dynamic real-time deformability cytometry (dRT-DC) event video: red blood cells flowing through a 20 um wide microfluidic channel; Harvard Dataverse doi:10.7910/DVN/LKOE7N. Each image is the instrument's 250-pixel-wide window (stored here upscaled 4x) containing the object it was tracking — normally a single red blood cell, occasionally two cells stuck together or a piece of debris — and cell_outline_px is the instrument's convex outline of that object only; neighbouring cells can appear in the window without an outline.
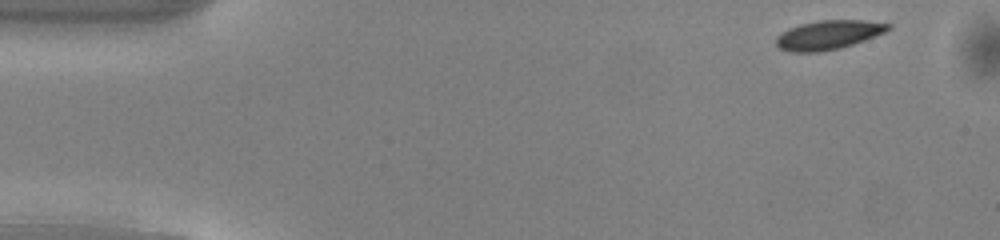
{"species": "common noctule bat (a hibernating species)", "species_latin": "Nyctalus noctula", "temperature_condition": "warm", "stored_images_in_passage": 13, "camera_frame_rate_fps": 3000, "um_per_image_px": 0.085, "animal": {"sex": "male", "body_mass_g": 13.0, "forearm_length_mm": 53.1}, "frame": {"image": 1, "passage_image": 1, "time_ms": 0.0, "image_size_px": [1000, 240], "cell_outline_px": [[892, 28], [884, 32], [864, 40], [840, 48], [820, 52], [792, 52], [780, 48], [776, 44], [776, 36], [780, 32], [788, 28], [800, 24], [820, 20], [864, 20], [892, 24]], "centroid_in_image_um": [70.39, 2.96], "position_along_channel_um": 14.6, "area_um2": 19.02}}
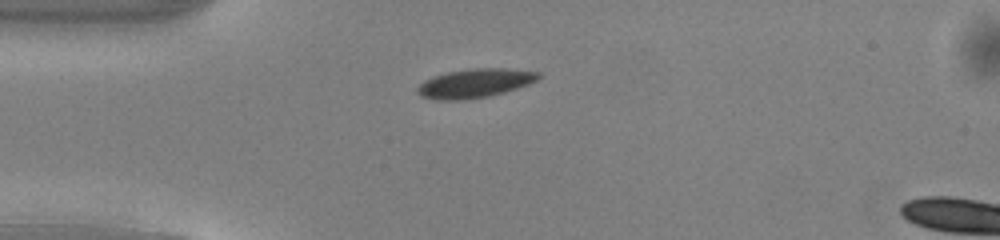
{"frame": {"image": 2, "passage_image": 10, "time_ms": 3.0, "image_size_px": [1000, 240], "cell_outline_px": [[540, 76], [536, 80], [528, 84], [504, 92], [488, 96], [460, 100], [436, 100], [420, 96], [416, 92], [416, 88], [424, 80], [432, 76], [448, 72], [472, 68], [504, 68], [540, 72]], "centroid_in_image_um": [40.31, 7.07], "position_along_channel_um": 44.7, "area_um2": 20.35}}